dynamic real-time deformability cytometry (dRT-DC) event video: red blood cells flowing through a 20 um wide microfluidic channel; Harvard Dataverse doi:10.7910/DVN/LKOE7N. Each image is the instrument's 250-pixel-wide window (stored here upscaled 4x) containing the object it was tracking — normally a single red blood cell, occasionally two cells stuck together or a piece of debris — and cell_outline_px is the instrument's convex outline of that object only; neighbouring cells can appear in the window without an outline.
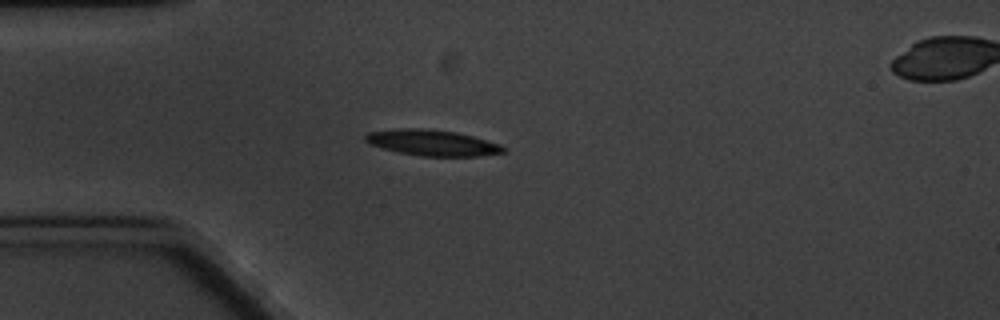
{"species": "common noctule bat (a hibernating species)", "species_latin": "Nyctalus noctula", "temperature_condition": "cold", "stored_images_in_passage": 5, "camera_frame_rate_fps": 3000, "um_per_image_px": 0.085, "animal": {"sex": "male", "body_mass_g": 20.1, "forearm_length_mm": 53.5}, "frame": {"image": 1, "passage_image": 4, "time_ms": 3.667, "image_size_px": [1000, 320], "cell_outline_px": [[508, 148], [504, 152], [480, 156], [420, 156], [400, 152], [368, 144], [364, 140], [364, 136], [368, 132], [392, 128], [424, 128], [456, 132], [472, 136], [500, 144]], "centroid_in_image_um": [36.73, 12.12], "position_along_channel_um": 48.3, "area_um2": 20.92}}